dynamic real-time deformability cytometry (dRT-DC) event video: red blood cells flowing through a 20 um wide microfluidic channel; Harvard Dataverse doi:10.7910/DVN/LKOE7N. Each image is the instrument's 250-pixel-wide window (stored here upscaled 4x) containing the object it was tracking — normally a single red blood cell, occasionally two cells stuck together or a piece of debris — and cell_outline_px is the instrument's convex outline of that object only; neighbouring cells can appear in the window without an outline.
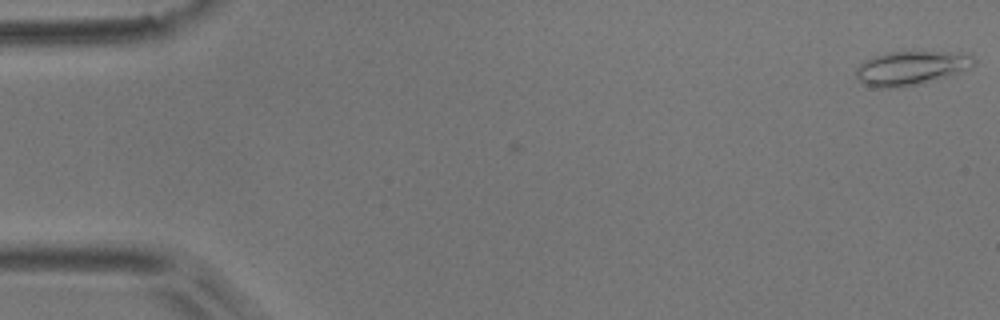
{"species": "common noctule bat (a hibernating species)", "species_latin": "Nyctalus noctula", "temperature_condition": "room temperature", "stored_images_in_passage": 6, "camera_frame_rate_fps": 3000, "um_per_image_px": 0.085, "animal": {"sex": "male", "body_mass_g": 17.9}, "frame": {"image": 1, "passage_image": 1, "time_ms": 0.0, "image_size_px": [1000, 320], "cell_outline_px": [[976, 64], [968, 68], [920, 84], [900, 88], [872, 88], [864, 84], [856, 76], [856, 68], [864, 60], [872, 56], [884, 52], [968, 52], [976, 60]], "centroid_in_image_um": [77.4, 5.77], "position_along_channel_um": 7.6, "area_um2": 23.47}}
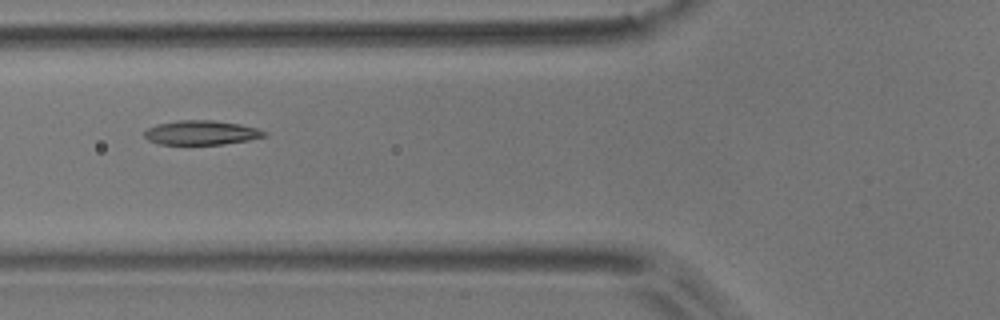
{"frame": {"image": 2, "passage_image": 6, "time_ms": 1.667, "image_size_px": [1000, 320], "cell_outline_px": [[268, 136], [248, 140], [224, 144], [160, 144], [148, 140], [144, 136], [144, 132], [148, 128], [156, 124], [180, 120], [212, 120], [240, 124], [256, 128], [268, 132]], "centroid_in_image_um": [17.13, 11.27], "position_along_channel_um": 108.7, "area_um2": 16.99}}